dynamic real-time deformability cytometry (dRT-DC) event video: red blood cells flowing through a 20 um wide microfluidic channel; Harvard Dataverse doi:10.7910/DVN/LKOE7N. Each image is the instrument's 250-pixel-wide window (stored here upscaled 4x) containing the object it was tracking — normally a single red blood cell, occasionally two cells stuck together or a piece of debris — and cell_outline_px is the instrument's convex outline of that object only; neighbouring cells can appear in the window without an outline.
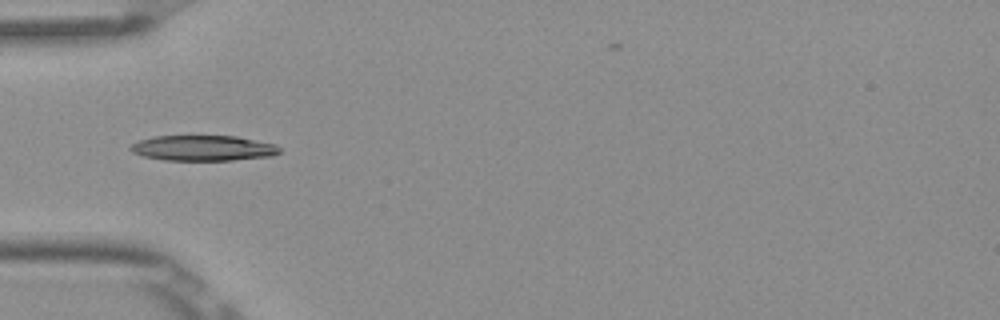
{"species": "Egyptian fruit bat (a non-hibernating species)", "species_latin": "Rousettus aegyptiacus", "temperature_condition": "room temperature", "stored_images_in_passage": 6, "camera_frame_rate_fps": 3000, "um_per_image_px": 0.085, "frame": {"image": 1, "passage_image": 5, "time_ms": 1.333, "image_size_px": [1000, 320], "cell_outline_px": [[280, 152], [272, 156], [232, 160], [164, 160], [144, 156], [132, 152], [128, 148], [132, 144], [140, 140], [156, 136], [236, 136], [276, 144], [280, 148]], "centroid_in_image_um": [17.28, 12.59], "position_along_channel_um": 67.7, "area_um2": 22.02}}